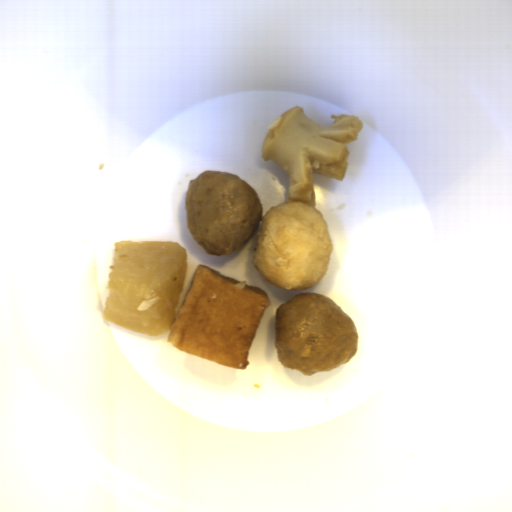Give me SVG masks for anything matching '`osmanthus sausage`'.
Segmentation results:
<instances>
[{
  "mask_svg": "<svg viewBox=\"0 0 512 512\" xmlns=\"http://www.w3.org/2000/svg\"><path fill=\"white\" fill-rule=\"evenodd\" d=\"M331 118L335 121L322 127L295 106L268 126L261 158L273 160L289 176L288 200L315 207L314 174L343 182L351 153L347 144L357 141L364 122L343 113Z\"/></svg>",
  "mask_w": 512,
  "mask_h": 512,
  "instance_id": "obj_1",
  "label": "osmanthus sausage"
}]
</instances>
